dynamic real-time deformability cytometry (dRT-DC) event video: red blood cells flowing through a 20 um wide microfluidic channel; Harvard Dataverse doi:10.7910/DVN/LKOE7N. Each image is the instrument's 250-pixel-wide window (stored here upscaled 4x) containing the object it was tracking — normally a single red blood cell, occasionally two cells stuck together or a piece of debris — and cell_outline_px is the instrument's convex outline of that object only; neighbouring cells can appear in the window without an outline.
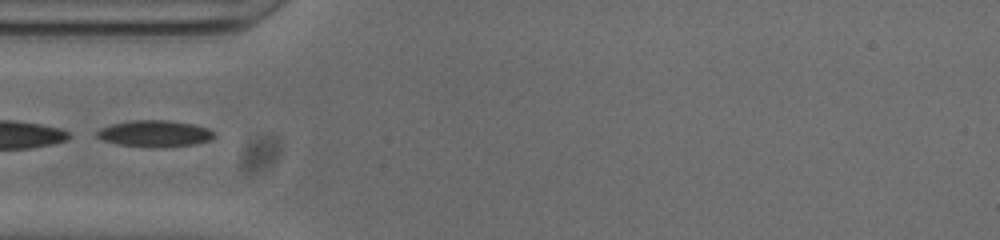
{"species": "common noctule bat (a hibernating species)", "species_latin": "Nyctalus noctula", "temperature_condition": "cold", "stored_images_in_passage": 18, "camera_frame_rate_fps": 3000, "um_per_image_px": 0.085, "animal": {"sex": "male", "body_mass_g": 20.0, "forearm_length_mm": 53.3}, "frame": {"image": 1, "passage_image": 1, "time_ms": 0.0, "image_size_px": [1000, 240], "cell_outline_px": [[216, 136], [212, 140], [192, 144], [156, 148], [120, 144], [104, 140], [96, 136], [96, 132], [100, 128], [112, 124], [132, 120], [164, 120], [192, 124], [208, 128]], "centroid_in_image_um": [13.16, 11.35], "position_along_channel_um": 71.8, "area_um2": 17.92}}